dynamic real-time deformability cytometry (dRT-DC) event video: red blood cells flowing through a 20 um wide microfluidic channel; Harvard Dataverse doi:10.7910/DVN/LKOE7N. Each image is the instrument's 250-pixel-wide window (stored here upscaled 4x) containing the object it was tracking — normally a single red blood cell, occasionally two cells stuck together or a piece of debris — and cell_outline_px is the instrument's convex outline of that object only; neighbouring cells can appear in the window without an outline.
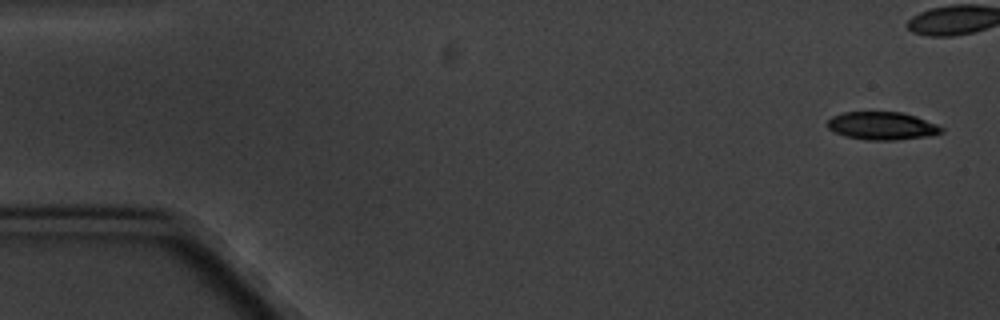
{"species": "common noctule bat (a hibernating species)", "species_latin": "Nyctalus noctula", "temperature_condition": "cold", "stored_images_in_passage": 6, "camera_frame_rate_fps": 3000, "um_per_image_px": 0.085, "animal": {"sex": "male", "body_mass_g": 20.1, "forearm_length_mm": 53.5}, "frame": {"image": 1, "passage_image": 1, "time_ms": 0.0, "image_size_px": [1000, 320], "cell_outline_px": [[944, 132], [928, 136], [896, 140], [868, 140], [844, 136], [828, 128], [828, 120], [832, 116], [844, 112], [900, 112], [916, 116], [936, 124], [944, 128]], "centroid_in_image_um": [74.99, 10.7], "position_along_channel_um": 10.0, "area_um2": 18.5}}